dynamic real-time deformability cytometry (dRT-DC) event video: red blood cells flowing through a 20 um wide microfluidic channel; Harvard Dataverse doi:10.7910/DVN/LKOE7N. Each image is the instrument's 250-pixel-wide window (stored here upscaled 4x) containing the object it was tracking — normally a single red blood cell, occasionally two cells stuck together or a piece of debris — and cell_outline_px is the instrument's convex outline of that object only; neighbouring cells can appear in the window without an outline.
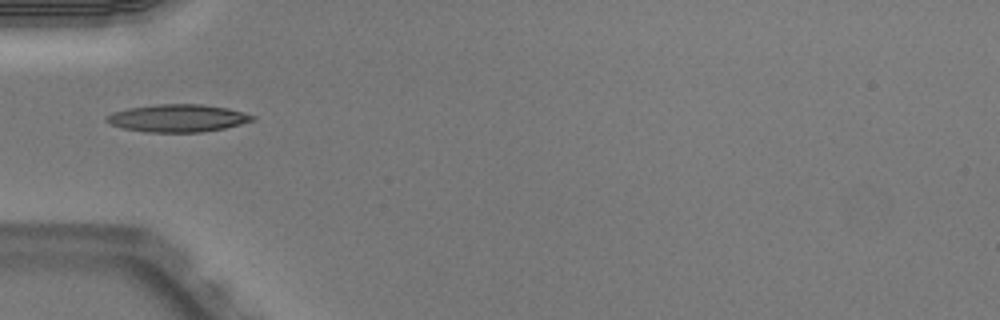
{"species": "Egyptian fruit bat (a non-hibernating species)", "species_latin": "Rousettus aegyptiacus", "temperature_condition": "warm", "stored_images_in_passage": 35, "camera_frame_rate_fps": 3000, "um_per_image_px": 0.085, "animal": {"sex": "male"}, "frame": {"image": 1, "passage_image": 1, "time_ms": 0.0, "image_size_px": [1000, 320], "cell_outline_px": [[256, 120], [224, 128], [200, 132], [148, 132], [124, 128], [112, 124], [104, 120], [104, 116], [112, 112], [128, 108], [156, 104], [200, 104], [228, 108], [244, 112], [256, 116]], "centroid_in_image_um": [15.11, 10.03], "position_along_channel_um": 69.9, "area_um2": 23.47}}
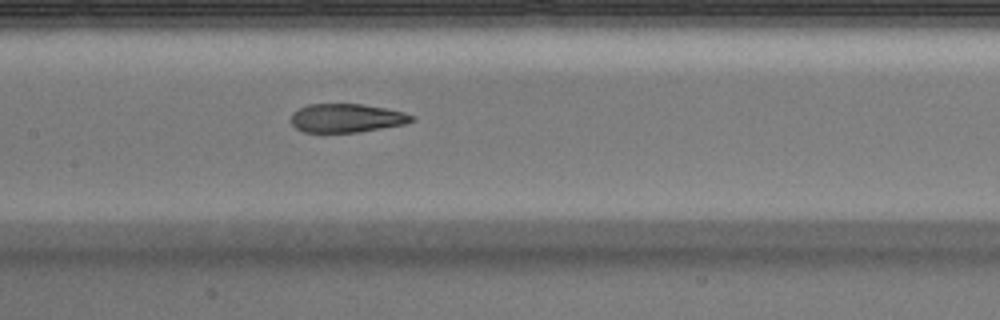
{"frame": {"image": 2, "passage_image": 9, "time_ms": 2.667, "image_size_px": [1000, 320], "cell_outline_px": [[416, 120], [404, 124], [360, 132], [304, 132], [296, 128], [292, 124], [292, 112], [308, 104], [360, 104], [384, 108], [404, 112], [416, 116]], "centroid_in_image_um": [29.49, 10.04], "position_along_channel_um": 177.9, "area_um2": 20.11}}
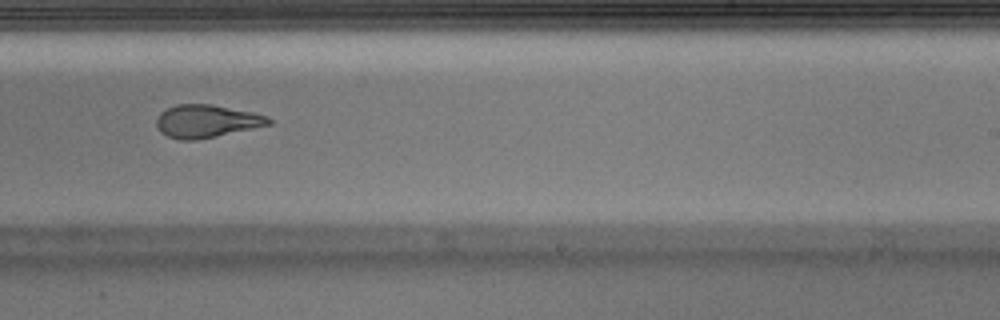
{"frame": {"image": 3, "passage_image": 16, "time_ms": 5.0, "image_size_px": [1000, 320], "cell_outline_px": [[272, 124], [216, 136], [196, 140], [180, 140], [168, 136], [160, 132], [156, 124], [156, 120], [160, 112], [176, 104], [212, 104], [252, 112], [268, 116], [272, 120]], "centroid_in_image_um": [17.55, 10.3], "position_along_channel_um": 271.4, "area_um2": 21.44}, "authors_computed_cell_mechanics": {"area_um2": 22.253, "velocity_mm_per_s": 4.0217, "shape_relaxation_time_tau1_ms": null, "shape_relaxation_time_tau2_ms": 1.2856, "deformation_change_tau1": null, "deformation_change_tau2": 0.0867}}